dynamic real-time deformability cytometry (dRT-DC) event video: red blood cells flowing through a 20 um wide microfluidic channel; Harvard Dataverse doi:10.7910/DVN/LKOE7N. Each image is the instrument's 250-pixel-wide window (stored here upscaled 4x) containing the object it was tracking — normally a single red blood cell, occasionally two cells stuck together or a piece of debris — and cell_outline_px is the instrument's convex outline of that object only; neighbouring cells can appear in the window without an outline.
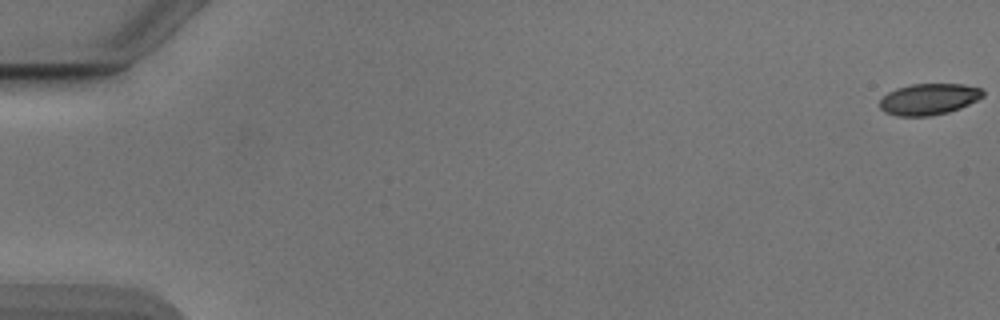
{"species": "Egyptian fruit bat (a non-hibernating species)", "species_latin": "Rousettus aegyptiacus", "temperature_condition": "cold", "stored_images_in_passage": 54, "camera_frame_rate_fps": 3000, "um_per_image_px": 0.085, "animal": {"sex": "male"}, "frame": {"image": 1, "passage_image": 1, "time_ms": 0.0, "image_size_px": [1000, 320], "cell_outline_px": [[984, 96], [960, 108], [948, 112], [928, 116], [896, 116], [884, 112], [880, 108], [880, 100], [888, 92], [896, 88], [908, 84], [964, 84], [984, 88]], "centroid_in_image_um": [78.95, 8.42], "position_along_channel_um": 6.0, "area_um2": 18.96}}
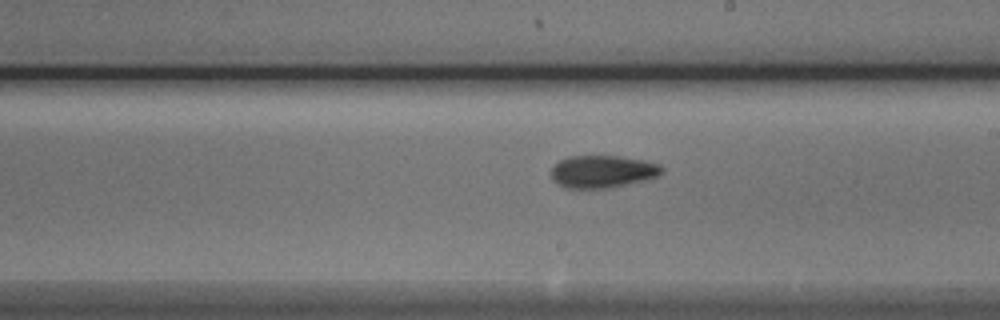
{"frame": {"image": 2, "passage_image": 32, "time_ms": 10.333, "image_size_px": [1000, 320], "cell_outline_px": [[664, 172], [660, 176], [648, 180], [612, 188], [568, 188], [552, 180], [552, 164], [568, 156], [620, 156], [644, 160], [660, 164], [664, 168]], "centroid_in_image_um": [51.28, 14.58], "position_along_channel_um": 237.7, "area_um2": 21.33}}
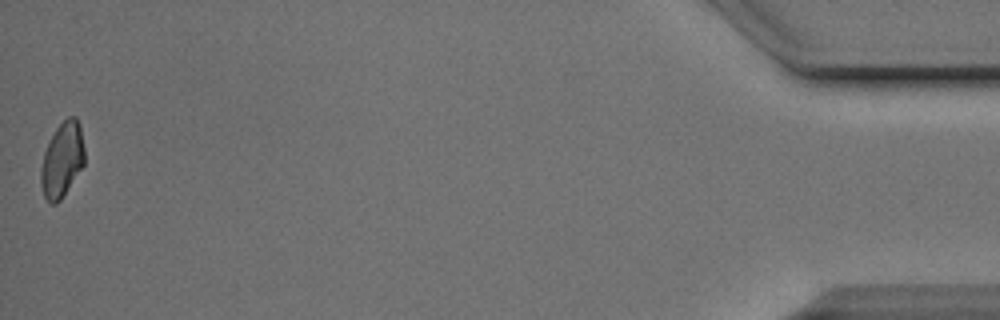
{"frame": {"image": 3, "passage_image": 54, "time_ms": 17.667, "image_size_px": [1000, 320], "cell_outline_px": [[84, 164], [60, 200], [56, 204], [52, 204], [44, 196], [40, 184], [40, 172], [44, 152], [56, 128], [68, 116], [76, 116], [80, 124], [84, 148]], "centroid_in_image_um": [5.28, 13.57], "position_along_channel_um": 429.9, "area_um2": 18.84}, "authors_computed_cell_mechanics": {"area_um2": 20.2011, "velocity_mm_per_s": 3.8866, "shape_relaxation_time_tau1_ms": 5.9816, "shape_relaxation_time_tau2_ms": 3.8209, "deformation_change_tau1": 0.1433, "deformation_change_tau2": 0.0924}}